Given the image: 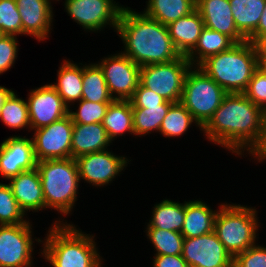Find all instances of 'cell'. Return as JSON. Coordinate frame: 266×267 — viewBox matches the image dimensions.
Masks as SVG:
<instances>
[{
  "label": "cell",
  "mask_w": 266,
  "mask_h": 267,
  "mask_svg": "<svg viewBox=\"0 0 266 267\" xmlns=\"http://www.w3.org/2000/svg\"><path fill=\"white\" fill-rule=\"evenodd\" d=\"M234 44L235 42L227 35L205 27L200 34L197 45L186 57L192 66L193 64L199 66L210 56L228 50Z\"/></svg>",
  "instance_id": "4316f807"
},
{
  "label": "cell",
  "mask_w": 266,
  "mask_h": 267,
  "mask_svg": "<svg viewBox=\"0 0 266 267\" xmlns=\"http://www.w3.org/2000/svg\"><path fill=\"white\" fill-rule=\"evenodd\" d=\"M195 8L206 28L227 35L235 43L247 40L235 25L229 0H196Z\"/></svg>",
  "instance_id": "e0dca14e"
},
{
  "label": "cell",
  "mask_w": 266,
  "mask_h": 267,
  "mask_svg": "<svg viewBox=\"0 0 266 267\" xmlns=\"http://www.w3.org/2000/svg\"><path fill=\"white\" fill-rule=\"evenodd\" d=\"M233 267H266V247H249L233 258Z\"/></svg>",
  "instance_id": "74e56055"
},
{
  "label": "cell",
  "mask_w": 266,
  "mask_h": 267,
  "mask_svg": "<svg viewBox=\"0 0 266 267\" xmlns=\"http://www.w3.org/2000/svg\"><path fill=\"white\" fill-rule=\"evenodd\" d=\"M256 212L252 207L220 205L214 232L233 258L255 244L259 226Z\"/></svg>",
  "instance_id": "8992f818"
},
{
  "label": "cell",
  "mask_w": 266,
  "mask_h": 267,
  "mask_svg": "<svg viewBox=\"0 0 266 267\" xmlns=\"http://www.w3.org/2000/svg\"><path fill=\"white\" fill-rule=\"evenodd\" d=\"M253 45L256 50L258 67L264 68L266 66V36L257 38Z\"/></svg>",
  "instance_id": "7bdbcfd3"
},
{
  "label": "cell",
  "mask_w": 266,
  "mask_h": 267,
  "mask_svg": "<svg viewBox=\"0 0 266 267\" xmlns=\"http://www.w3.org/2000/svg\"><path fill=\"white\" fill-rule=\"evenodd\" d=\"M0 29L5 35L23 34V26L16 0H0Z\"/></svg>",
  "instance_id": "d590c367"
},
{
  "label": "cell",
  "mask_w": 266,
  "mask_h": 267,
  "mask_svg": "<svg viewBox=\"0 0 266 267\" xmlns=\"http://www.w3.org/2000/svg\"><path fill=\"white\" fill-rule=\"evenodd\" d=\"M75 160L79 178L94 186L111 183L128 163L126 157H118L108 150L84 154Z\"/></svg>",
  "instance_id": "9a60e30c"
},
{
  "label": "cell",
  "mask_w": 266,
  "mask_h": 267,
  "mask_svg": "<svg viewBox=\"0 0 266 267\" xmlns=\"http://www.w3.org/2000/svg\"><path fill=\"white\" fill-rule=\"evenodd\" d=\"M195 3L196 0H148L143 14L167 26L191 13Z\"/></svg>",
  "instance_id": "d4e9b609"
},
{
  "label": "cell",
  "mask_w": 266,
  "mask_h": 267,
  "mask_svg": "<svg viewBox=\"0 0 266 267\" xmlns=\"http://www.w3.org/2000/svg\"><path fill=\"white\" fill-rule=\"evenodd\" d=\"M48 233L41 254L53 267H101L94 236L61 221H56Z\"/></svg>",
  "instance_id": "3957f363"
},
{
  "label": "cell",
  "mask_w": 266,
  "mask_h": 267,
  "mask_svg": "<svg viewBox=\"0 0 266 267\" xmlns=\"http://www.w3.org/2000/svg\"><path fill=\"white\" fill-rule=\"evenodd\" d=\"M33 140L13 136L0 145V174L7 180L23 171L36 168Z\"/></svg>",
  "instance_id": "2e32d148"
},
{
  "label": "cell",
  "mask_w": 266,
  "mask_h": 267,
  "mask_svg": "<svg viewBox=\"0 0 266 267\" xmlns=\"http://www.w3.org/2000/svg\"><path fill=\"white\" fill-rule=\"evenodd\" d=\"M193 121L202 128L181 102H175L164 117L159 132L166 137L180 136L187 131Z\"/></svg>",
  "instance_id": "4dcf8cb0"
},
{
  "label": "cell",
  "mask_w": 266,
  "mask_h": 267,
  "mask_svg": "<svg viewBox=\"0 0 266 267\" xmlns=\"http://www.w3.org/2000/svg\"><path fill=\"white\" fill-rule=\"evenodd\" d=\"M264 113L243 93H227L201 130L214 144L241 155L243 149L249 152L258 142Z\"/></svg>",
  "instance_id": "6da1fadb"
},
{
  "label": "cell",
  "mask_w": 266,
  "mask_h": 267,
  "mask_svg": "<svg viewBox=\"0 0 266 267\" xmlns=\"http://www.w3.org/2000/svg\"><path fill=\"white\" fill-rule=\"evenodd\" d=\"M243 94L266 111V69L258 67Z\"/></svg>",
  "instance_id": "8d00e7d4"
},
{
  "label": "cell",
  "mask_w": 266,
  "mask_h": 267,
  "mask_svg": "<svg viewBox=\"0 0 266 267\" xmlns=\"http://www.w3.org/2000/svg\"><path fill=\"white\" fill-rule=\"evenodd\" d=\"M73 122L70 115L35 130L33 140L37 162L71 158Z\"/></svg>",
  "instance_id": "9c48e42d"
},
{
  "label": "cell",
  "mask_w": 266,
  "mask_h": 267,
  "mask_svg": "<svg viewBox=\"0 0 266 267\" xmlns=\"http://www.w3.org/2000/svg\"><path fill=\"white\" fill-rule=\"evenodd\" d=\"M102 124L111 141L117 138V135L122 136L126 131L135 135L131 102L114 100L110 103Z\"/></svg>",
  "instance_id": "484cf974"
},
{
  "label": "cell",
  "mask_w": 266,
  "mask_h": 267,
  "mask_svg": "<svg viewBox=\"0 0 266 267\" xmlns=\"http://www.w3.org/2000/svg\"><path fill=\"white\" fill-rule=\"evenodd\" d=\"M101 67L110 95L114 100L129 101L140 83L141 67L122 53L106 57ZM116 93L114 96L113 94Z\"/></svg>",
  "instance_id": "30bf717a"
},
{
  "label": "cell",
  "mask_w": 266,
  "mask_h": 267,
  "mask_svg": "<svg viewBox=\"0 0 266 267\" xmlns=\"http://www.w3.org/2000/svg\"><path fill=\"white\" fill-rule=\"evenodd\" d=\"M263 36H266V5L260 17V21L256 28V31L247 39V41L253 43L257 38Z\"/></svg>",
  "instance_id": "ee69618b"
},
{
  "label": "cell",
  "mask_w": 266,
  "mask_h": 267,
  "mask_svg": "<svg viewBox=\"0 0 266 267\" xmlns=\"http://www.w3.org/2000/svg\"><path fill=\"white\" fill-rule=\"evenodd\" d=\"M188 70L183 86L181 103L203 127L219 108L227 92L201 68Z\"/></svg>",
  "instance_id": "52a82bcc"
},
{
  "label": "cell",
  "mask_w": 266,
  "mask_h": 267,
  "mask_svg": "<svg viewBox=\"0 0 266 267\" xmlns=\"http://www.w3.org/2000/svg\"><path fill=\"white\" fill-rule=\"evenodd\" d=\"M5 36V34L3 33V31L0 29V39Z\"/></svg>",
  "instance_id": "bcb514c9"
},
{
  "label": "cell",
  "mask_w": 266,
  "mask_h": 267,
  "mask_svg": "<svg viewBox=\"0 0 266 267\" xmlns=\"http://www.w3.org/2000/svg\"><path fill=\"white\" fill-rule=\"evenodd\" d=\"M110 103L112 102H90L81 99L79 101L78 111L72 112L69 109L68 114L73 124L102 123Z\"/></svg>",
  "instance_id": "e575fe53"
},
{
  "label": "cell",
  "mask_w": 266,
  "mask_h": 267,
  "mask_svg": "<svg viewBox=\"0 0 266 267\" xmlns=\"http://www.w3.org/2000/svg\"><path fill=\"white\" fill-rule=\"evenodd\" d=\"M115 3L113 0H65V9L77 24L95 32L106 24L117 29L124 7Z\"/></svg>",
  "instance_id": "8fae6325"
},
{
  "label": "cell",
  "mask_w": 266,
  "mask_h": 267,
  "mask_svg": "<svg viewBox=\"0 0 266 267\" xmlns=\"http://www.w3.org/2000/svg\"><path fill=\"white\" fill-rule=\"evenodd\" d=\"M12 92L13 91L11 89H7L4 86H0V113L3 108L4 102Z\"/></svg>",
  "instance_id": "f6af8a7d"
},
{
  "label": "cell",
  "mask_w": 266,
  "mask_h": 267,
  "mask_svg": "<svg viewBox=\"0 0 266 267\" xmlns=\"http://www.w3.org/2000/svg\"><path fill=\"white\" fill-rule=\"evenodd\" d=\"M27 104L30 129L34 130L50 125L69 112V108L51 84L30 91Z\"/></svg>",
  "instance_id": "5bb4252c"
},
{
  "label": "cell",
  "mask_w": 266,
  "mask_h": 267,
  "mask_svg": "<svg viewBox=\"0 0 266 267\" xmlns=\"http://www.w3.org/2000/svg\"><path fill=\"white\" fill-rule=\"evenodd\" d=\"M31 229L29 222L0 225V267L31 266Z\"/></svg>",
  "instance_id": "7c38bea8"
},
{
  "label": "cell",
  "mask_w": 266,
  "mask_h": 267,
  "mask_svg": "<svg viewBox=\"0 0 266 267\" xmlns=\"http://www.w3.org/2000/svg\"><path fill=\"white\" fill-rule=\"evenodd\" d=\"M9 186L20 208L26 211L45 209V200L37 168L23 171L10 179Z\"/></svg>",
  "instance_id": "d6986e66"
},
{
  "label": "cell",
  "mask_w": 266,
  "mask_h": 267,
  "mask_svg": "<svg viewBox=\"0 0 266 267\" xmlns=\"http://www.w3.org/2000/svg\"><path fill=\"white\" fill-rule=\"evenodd\" d=\"M172 104L166 100L160 105L132 106L135 135L142 136L150 131H160L161 123Z\"/></svg>",
  "instance_id": "f1b7e54d"
},
{
  "label": "cell",
  "mask_w": 266,
  "mask_h": 267,
  "mask_svg": "<svg viewBox=\"0 0 266 267\" xmlns=\"http://www.w3.org/2000/svg\"><path fill=\"white\" fill-rule=\"evenodd\" d=\"M24 215L9 184L0 183V225L29 222L23 219Z\"/></svg>",
  "instance_id": "836d02e7"
},
{
  "label": "cell",
  "mask_w": 266,
  "mask_h": 267,
  "mask_svg": "<svg viewBox=\"0 0 266 267\" xmlns=\"http://www.w3.org/2000/svg\"><path fill=\"white\" fill-rule=\"evenodd\" d=\"M82 98L90 102H113L101 67L94 63L83 67Z\"/></svg>",
  "instance_id": "f546056e"
},
{
  "label": "cell",
  "mask_w": 266,
  "mask_h": 267,
  "mask_svg": "<svg viewBox=\"0 0 266 267\" xmlns=\"http://www.w3.org/2000/svg\"><path fill=\"white\" fill-rule=\"evenodd\" d=\"M238 31L248 39L259 24L266 0H229Z\"/></svg>",
  "instance_id": "cb8c5ba5"
},
{
  "label": "cell",
  "mask_w": 266,
  "mask_h": 267,
  "mask_svg": "<svg viewBox=\"0 0 266 267\" xmlns=\"http://www.w3.org/2000/svg\"><path fill=\"white\" fill-rule=\"evenodd\" d=\"M198 67L227 93H243L258 68L256 50L250 41L235 43L228 50L210 56Z\"/></svg>",
  "instance_id": "277c9868"
},
{
  "label": "cell",
  "mask_w": 266,
  "mask_h": 267,
  "mask_svg": "<svg viewBox=\"0 0 266 267\" xmlns=\"http://www.w3.org/2000/svg\"><path fill=\"white\" fill-rule=\"evenodd\" d=\"M217 212L201 200L185 201V218L181 234L184 238L198 237L214 231Z\"/></svg>",
  "instance_id": "7402d4cb"
},
{
  "label": "cell",
  "mask_w": 266,
  "mask_h": 267,
  "mask_svg": "<svg viewBox=\"0 0 266 267\" xmlns=\"http://www.w3.org/2000/svg\"><path fill=\"white\" fill-rule=\"evenodd\" d=\"M154 206L153 215L147 228H158L181 233L185 218V203L182 204L166 199Z\"/></svg>",
  "instance_id": "83f0119b"
},
{
  "label": "cell",
  "mask_w": 266,
  "mask_h": 267,
  "mask_svg": "<svg viewBox=\"0 0 266 267\" xmlns=\"http://www.w3.org/2000/svg\"><path fill=\"white\" fill-rule=\"evenodd\" d=\"M174 47L180 55L187 56L197 45L205 24L195 8L191 13L167 25Z\"/></svg>",
  "instance_id": "ffe728a7"
},
{
  "label": "cell",
  "mask_w": 266,
  "mask_h": 267,
  "mask_svg": "<svg viewBox=\"0 0 266 267\" xmlns=\"http://www.w3.org/2000/svg\"><path fill=\"white\" fill-rule=\"evenodd\" d=\"M16 36L5 35L0 39V74L6 72L15 62L18 52Z\"/></svg>",
  "instance_id": "f35d334b"
},
{
  "label": "cell",
  "mask_w": 266,
  "mask_h": 267,
  "mask_svg": "<svg viewBox=\"0 0 266 267\" xmlns=\"http://www.w3.org/2000/svg\"><path fill=\"white\" fill-rule=\"evenodd\" d=\"M153 267H189L182 255H155Z\"/></svg>",
  "instance_id": "60d3db41"
},
{
  "label": "cell",
  "mask_w": 266,
  "mask_h": 267,
  "mask_svg": "<svg viewBox=\"0 0 266 267\" xmlns=\"http://www.w3.org/2000/svg\"><path fill=\"white\" fill-rule=\"evenodd\" d=\"M129 101L132 106H153L164 103L166 99L139 83Z\"/></svg>",
  "instance_id": "ab89813d"
},
{
  "label": "cell",
  "mask_w": 266,
  "mask_h": 267,
  "mask_svg": "<svg viewBox=\"0 0 266 267\" xmlns=\"http://www.w3.org/2000/svg\"><path fill=\"white\" fill-rule=\"evenodd\" d=\"M191 63L186 56L159 64L141 66L140 83L172 103L180 102Z\"/></svg>",
  "instance_id": "ba28073f"
},
{
  "label": "cell",
  "mask_w": 266,
  "mask_h": 267,
  "mask_svg": "<svg viewBox=\"0 0 266 267\" xmlns=\"http://www.w3.org/2000/svg\"><path fill=\"white\" fill-rule=\"evenodd\" d=\"M44 194L45 208L67 215L77 199L80 182L77 162L73 158L50 159L36 166Z\"/></svg>",
  "instance_id": "5b68a950"
},
{
  "label": "cell",
  "mask_w": 266,
  "mask_h": 267,
  "mask_svg": "<svg viewBox=\"0 0 266 267\" xmlns=\"http://www.w3.org/2000/svg\"><path fill=\"white\" fill-rule=\"evenodd\" d=\"M111 143L102 123L74 124L71 142V158L106 150Z\"/></svg>",
  "instance_id": "44dd1931"
},
{
  "label": "cell",
  "mask_w": 266,
  "mask_h": 267,
  "mask_svg": "<svg viewBox=\"0 0 266 267\" xmlns=\"http://www.w3.org/2000/svg\"><path fill=\"white\" fill-rule=\"evenodd\" d=\"M249 153H251L253 157L255 156L259 160L258 162H262V160L266 159V111L263 115V122L259 140L252 147Z\"/></svg>",
  "instance_id": "b9f144b4"
},
{
  "label": "cell",
  "mask_w": 266,
  "mask_h": 267,
  "mask_svg": "<svg viewBox=\"0 0 266 267\" xmlns=\"http://www.w3.org/2000/svg\"><path fill=\"white\" fill-rule=\"evenodd\" d=\"M0 119L5 125L13 129L30 127L27 102L18 98L16 93L13 91L4 102L0 113Z\"/></svg>",
  "instance_id": "1f68e13d"
},
{
  "label": "cell",
  "mask_w": 266,
  "mask_h": 267,
  "mask_svg": "<svg viewBox=\"0 0 266 267\" xmlns=\"http://www.w3.org/2000/svg\"><path fill=\"white\" fill-rule=\"evenodd\" d=\"M182 257L189 267H233V257L214 231L198 237L184 238Z\"/></svg>",
  "instance_id": "4fadbf2b"
},
{
  "label": "cell",
  "mask_w": 266,
  "mask_h": 267,
  "mask_svg": "<svg viewBox=\"0 0 266 267\" xmlns=\"http://www.w3.org/2000/svg\"><path fill=\"white\" fill-rule=\"evenodd\" d=\"M128 56L140 67L171 62L181 55L176 50L166 25L124 7L116 29Z\"/></svg>",
  "instance_id": "7a4b0ae2"
},
{
  "label": "cell",
  "mask_w": 266,
  "mask_h": 267,
  "mask_svg": "<svg viewBox=\"0 0 266 267\" xmlns=\"http://www.w3.org/2000/svg\"><path fill=\"white\" fill-rule=\"evenodd\" d=\"M23 34L44 41L50 32L53 12L50 0H16Z\"/></svg>",
  "instance_id": "ac0fdd59"
},
{
  "label": "cell",
  "mask_w": 266,
  "mask_h": 267,
  "mask_svg": "<svg viewBox=\"0 0 266 267\" xmlns=\"http://www.w3.org/2000/svg\"><path fill=\"white\" fill-rule=\"evenodd\" d=\"M59 68L58 82L51 85L61 96L65 105L70 108V102L74 103L82 98L83 67L80 68L76 63L64 60Z\"/></svg>",
  "instance_id": "603a6c76"
},
{
  "label": "cell",
  "mask_w": 266,
  "mask_h": 267,
  "mask_svg": "<svg viewBox=\"0 0 266 267\" xmlns=\"http://www.w3.org/2000/svg\"><path fill=\"white\" fill-rule=\"evenodd\" d=\"M147 236L156 249L155 255H182L184 236L180 232L147 228Z\"/></svg>",
  "instance_id": "d6a6232c"
}]
</instances>
